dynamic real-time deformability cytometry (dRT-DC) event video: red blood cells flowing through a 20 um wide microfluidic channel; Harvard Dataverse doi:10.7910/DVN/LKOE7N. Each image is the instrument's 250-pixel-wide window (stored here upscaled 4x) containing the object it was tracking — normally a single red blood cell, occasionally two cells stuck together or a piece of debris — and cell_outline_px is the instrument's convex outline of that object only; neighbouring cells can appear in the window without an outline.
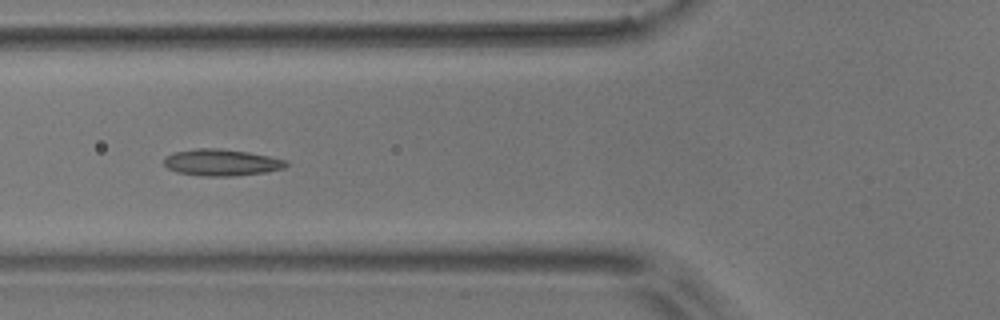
{"species": "common noctule bat (a hibernating species)", "species_latin": "Nyctalus noctula", "temperature_condition": "room temperature", "stored_images_in_passage": 14, "camera_frame_rate_fps": 3000, "um_per_image_px": 0.085, "animal": {"sex": "male", "body_mass_g": 17.9}, "frame": {"image": 1, "passage_image": 5, "time_ms": 6.667, "image_size_px": [1000, 320], "cell_outline_px": [[288, 164], [284, 168], [264, 172], [232, 176], [200, 176], [176, 172], [168, 168], [164, 164], [164, 156], [172, 152], [196, 148], [220, 148], [248, 152], [288, 160]], "centroid_in_image_um": [18.78, 13.8], "position_along_channel_um": 107.0, "area_um2": 19.07}}
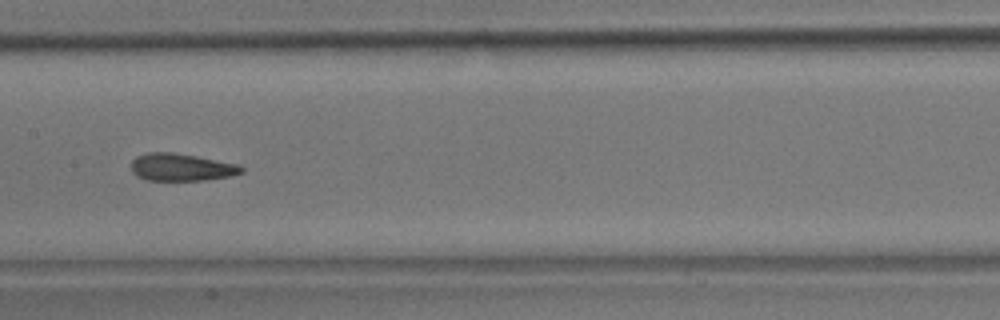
{"frame": {"image": 2, "passage_image": 7, "time_ms": 9.0, "image_size_px": [1000, 320], "cell_outline_px": [[244, 172], [232, 176], [204, 180], [148, 180], [136, 176], [132, 172], [132, 160], [136, 156], [148, 152], [172, 152], [196, 156], [240, 164], [244, 168]], "centroid_in_image_um": [15.44, 14.21], "position_along_channel_um": 192.0, "area_um2": 17.74}}
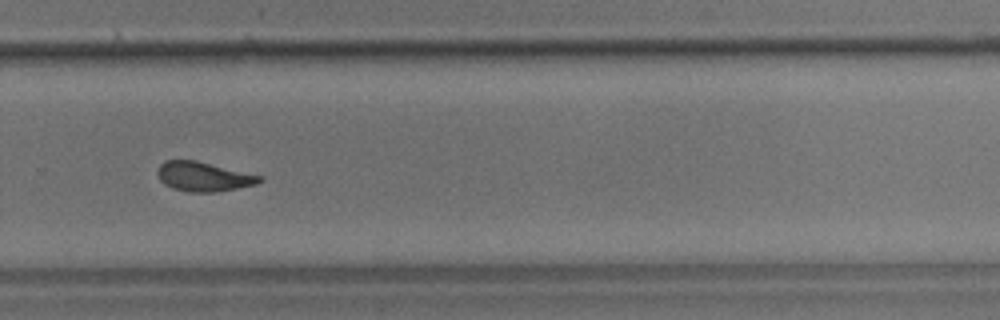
{"frame": {"image": 3, "passage_image": 10, "time_ms": 12.333, "image_size_px": [1000, 320], "cell_outline_px": [[264, 180], [256, 184], [216, 192], [188, 192], [172, 188], [164, 184], [160, 180], [156, 172], [160, 164], [164, 160], [196, 160], [264, 176]], "centroid_in_image_um": [17.3, 15.0], "position_along_channel_um": 312.5, "area_um2": 17.69}, "authors_computed_cell_mechanics": {"area_um2": 18.0625, "velocity_mm_per_s": 3.6385, "shape_relaxation_time_tau1_ms": null, "shape_relaxation_time_tau2_ms": 1.7945, "deformation_change_tau1": null, "deformation_change_tau2": 0.0637}}